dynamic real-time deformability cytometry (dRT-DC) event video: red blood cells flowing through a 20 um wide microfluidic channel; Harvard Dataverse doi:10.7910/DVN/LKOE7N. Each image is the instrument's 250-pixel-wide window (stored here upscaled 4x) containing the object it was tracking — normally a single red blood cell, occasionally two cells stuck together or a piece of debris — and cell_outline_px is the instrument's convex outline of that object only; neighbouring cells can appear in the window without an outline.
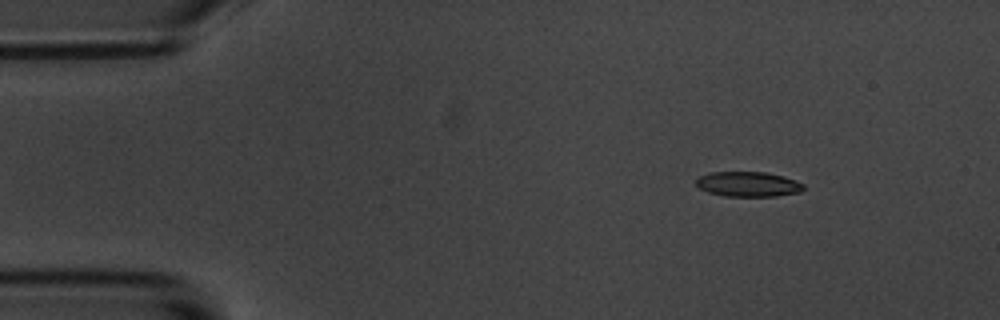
{"species": "common noctule bat (a hibernating species)", "species_latin": "Nyctalus noctula", "temperature_condition": "room temperature", "stored_images_in_passage": 8, "camera_frame_rate_fps": 3000, "um_per_image_px": 0.085, "animal": {"sex": "male", "body_mass_g": 20.1, "forearm_length_mm": 53.5}, "frame": {"image": 1, "passage_image": 3, "time_ms": 2.333, "image_size_px": [1000, 320], "cell_outline_px": [[804, 188], [800, 192], [776, 196], [724, 196], [708, 192], [700, 188], [696, 184], [696, 180], [700, 176], [708, 172], [768, 172], [784, 176], [796, 180], [804, 184]], "centroid_in_image_um": [63.61, 15.65], "position_along_channel_um": 21.4, "area_um2": 15.72}}
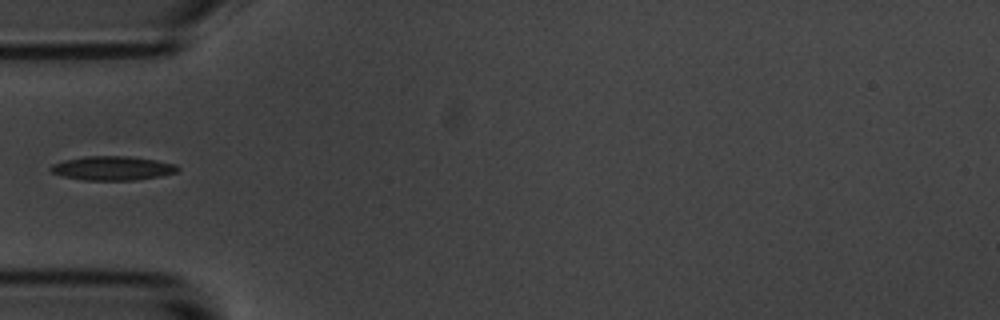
{"frame": {"image": 2, "passage_image": 6, "time_ms": 6.0, "image_size_px": [1000, 320], "cell_outline_px": [[180, 168], [176, 172], [160, 176], [132, 180], [84, 180], [64, 176], [52, 172], [48, 168], [52, 164], [64, 160], [84, 156], [128, 156], [156, 160], [176, 164]], "centroid_in_image_um": [9.56, 14.29], "position_along_channel_um": 75.4, "area_um2": 17.74}}
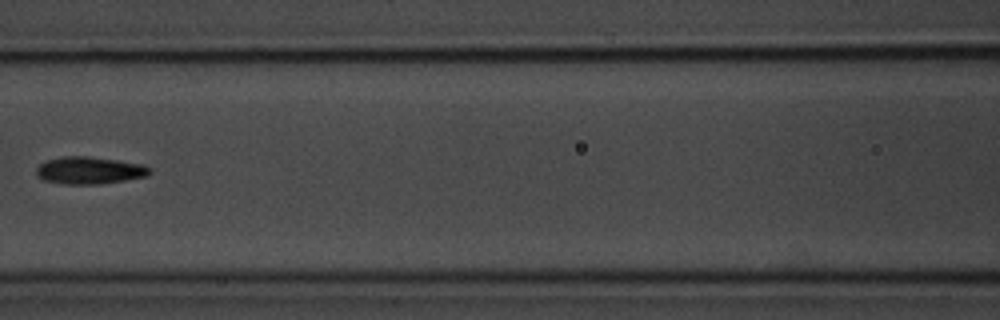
{"frame": {"image": 3, "passage_image": 8, "time_ms": 8.333, "image_size_px": [1000, 320], "cell_outline_px": [[152, 172], [144, 176], [124, 180], [100, 184], [60, 184], [44, 180], [36, 176], [36, 168], [40, 164], [48, 160], [64, 156], [88, 156], [144, 164]], "centroid_in_image_um": [7.56, 14.48], "position_along_channel_um": 159.0, "area_um2": 17.92}}